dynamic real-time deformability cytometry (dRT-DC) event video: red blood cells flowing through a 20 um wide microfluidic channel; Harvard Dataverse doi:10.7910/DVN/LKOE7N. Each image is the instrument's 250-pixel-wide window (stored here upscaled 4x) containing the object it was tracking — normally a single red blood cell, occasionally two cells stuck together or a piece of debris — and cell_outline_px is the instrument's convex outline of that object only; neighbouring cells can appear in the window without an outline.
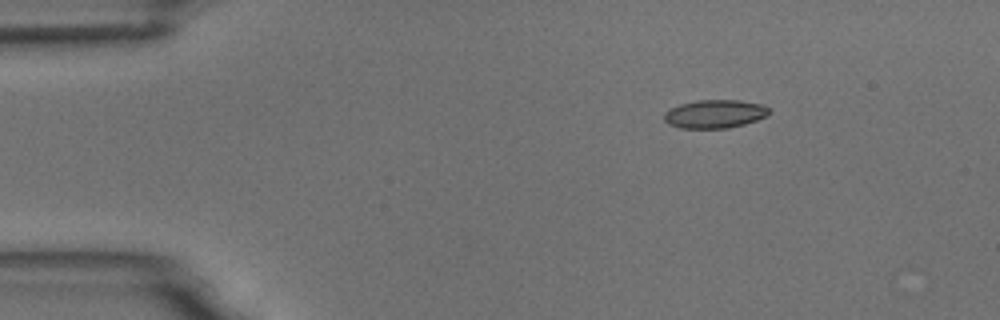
{"species": "common noctule bat (a hibernating species)", "species_latin": "Nyctalus noctula", "temperature_condition": "room temperature", "stored_images_in_passage": 4, "camera_frame_rate_fps": 3000, "um_per_image_px": 0.085, "animal": {"sex": "male", "body_mass_g": 18.8}, "frame": {"image": 1, "passage_image": 1, "time_ms": 0.0, "image_size_px": [1000, 320], "cell_outline_px": [[772, 112], [768, 116], [744, 124], [728, 128], [680, 128], [668, 124], [664, 120], [664, 112], [680, 104], [696, 100], [740, 100], [764, 104]], "centroid_in_image_um": [60.79, 9.68], "position_along_channel_um": 24.2, "area_um2": 17.51}}
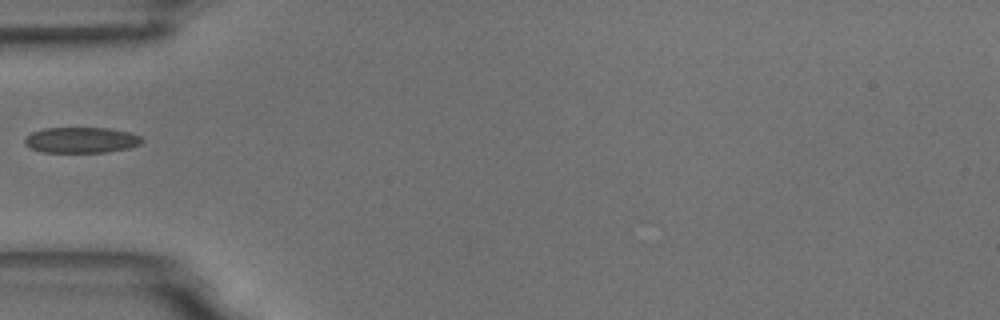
{"frame": {"image": 2, "passage_image": 4, "time_ms": 3.333, "image_size_px": [1000, 320], "cell_outline_px": [[144, 140], [140, 144], [128, 148], [108, 152], [40, 152], [24, 144], [24, 140], [32, 132], [44, 128], [108, 128], [128, 132], [140, 136]], "centroid_in_image_um": [6.91, 11.91], "position_along_channel_um": 78.1, "area_um2": 17.51}}